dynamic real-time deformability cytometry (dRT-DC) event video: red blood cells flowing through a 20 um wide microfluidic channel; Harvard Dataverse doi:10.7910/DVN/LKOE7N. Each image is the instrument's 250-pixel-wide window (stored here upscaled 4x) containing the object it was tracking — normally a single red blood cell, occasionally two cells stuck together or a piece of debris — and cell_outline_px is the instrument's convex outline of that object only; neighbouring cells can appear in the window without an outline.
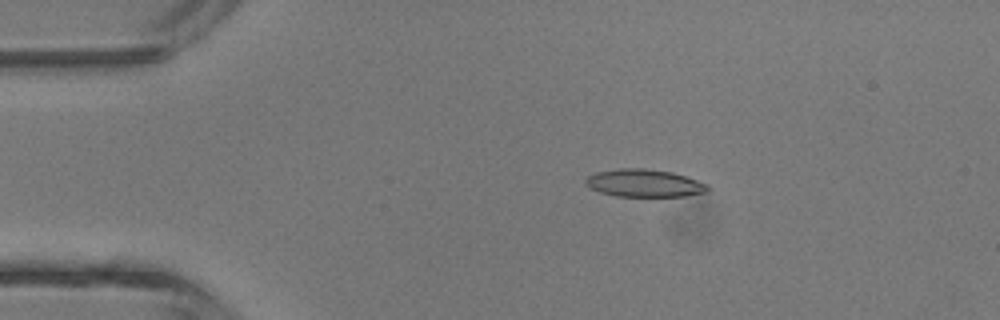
{"species": "common noctule bat (a hibernating species)", "species_latin": "Nyctalus noctula", "temperature_condition": "room temperature", "stored_images_in_passage": 3, "camera_frame_rate_fps": 3000, "um_per_image_px": 0.085, "animal": {"sex": "male", "body_mass_g": 13.3}, "frame": {"image": 1, "passage_image": 2, "time_ms": 1.333, "image_size_px": [1000, 320], "cell_outline_px": [[708, 192], [684, 196], [616, 196], [600, 192], [588, 188], [584, 184], [584, 180], [588, 176], [596, 172], [620, 168], [644, 168], [672, 172], [708, 184]], "centroid_in_image_um": [54.72, 15.57], "position_along_channel_um": 30.3, "area_um2": 19.71}}